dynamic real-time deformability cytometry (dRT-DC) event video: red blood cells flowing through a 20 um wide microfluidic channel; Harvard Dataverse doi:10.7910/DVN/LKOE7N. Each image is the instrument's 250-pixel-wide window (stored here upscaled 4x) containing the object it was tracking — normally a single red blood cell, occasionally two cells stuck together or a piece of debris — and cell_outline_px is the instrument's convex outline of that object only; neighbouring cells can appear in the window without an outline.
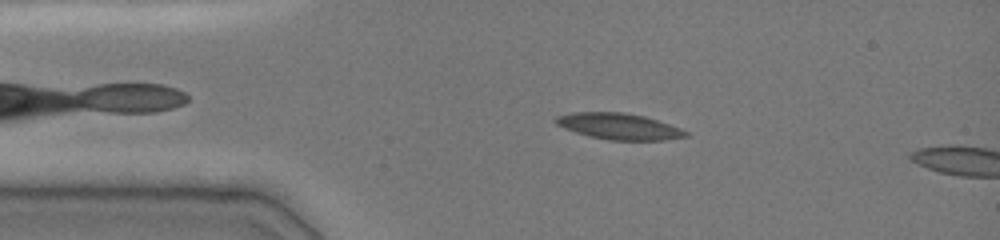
{"species": "common noctule bat (a hibernating species)", "species_latin": "Nyctalus noctula", "temperature_condition": "cold", "stored_images_in_passage": 11, "camera_frame_rate_fps": 3000, "um_per_image_px": 0.085, "animal": {"sex": "female", "body_mass_g": 19.0, "forearm_length_mm": 51.5}, "frame": {"image": 1, "passage_image": 1, "time_ms": 0.0, "image_size_px": [1000, 240], "cell_outline_px": [[688, 136], [664, 140], [608, 140], [576, 132], [564, 128], [556, 124], [552, 120], [556, 116], [572, 112], [624, 112], [644, 116], [680, 128], [688, 132]], "centroid_in_image_um": [52.58, 10.73], "position_along_channel_um": 32.4, "area_um2": 19.71}}
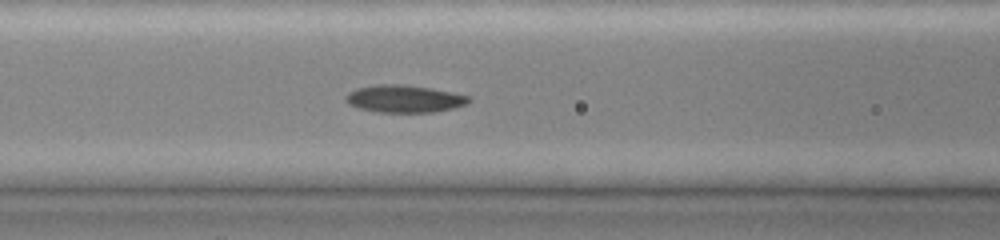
{"frame": {"image": 2, "passage_image": 6, "time_ms": 3.333, "image_size_px": [1000, 240], "cell_outline_px": [[472, 100], [468, 104], [452, 108], [432, 112], [376, 112], [360, 108], [348, 104], [344, 100], [344, 96], [348, 92], [356, 88], [376, 84], [400, 84], [428, 88], [468, 96]], "centroid_in_image_um": [34.3, 8.4], "position_along_channel_um": 132.3, "area_um2": 19.54}}
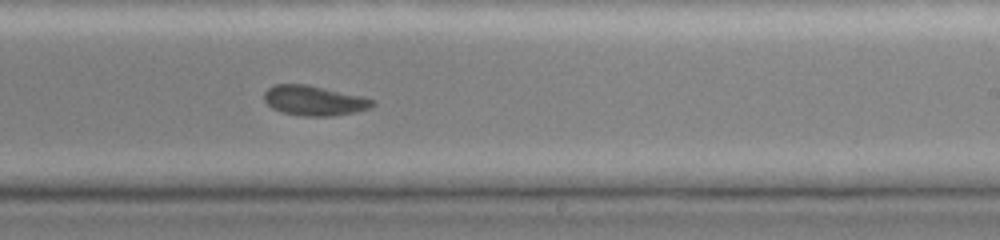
{"frame": {"image": 3, "passage_image": 11, "time_ms": 6.667, "image_size_px": [1000, 240], "cell_outline_px": [[376, 104], [372, 108], [356, 112], [332, 116], [304, 116], [280, 112], [272, 108], [264, 100], [264, 92], [268, 88], [276, 84], [308, 84], [364, 96], [376, 100]], "centroid_in_image_um": [26.75, 8.55], "position_along_channel_um": 262.2, "area_um2": 19.25}}